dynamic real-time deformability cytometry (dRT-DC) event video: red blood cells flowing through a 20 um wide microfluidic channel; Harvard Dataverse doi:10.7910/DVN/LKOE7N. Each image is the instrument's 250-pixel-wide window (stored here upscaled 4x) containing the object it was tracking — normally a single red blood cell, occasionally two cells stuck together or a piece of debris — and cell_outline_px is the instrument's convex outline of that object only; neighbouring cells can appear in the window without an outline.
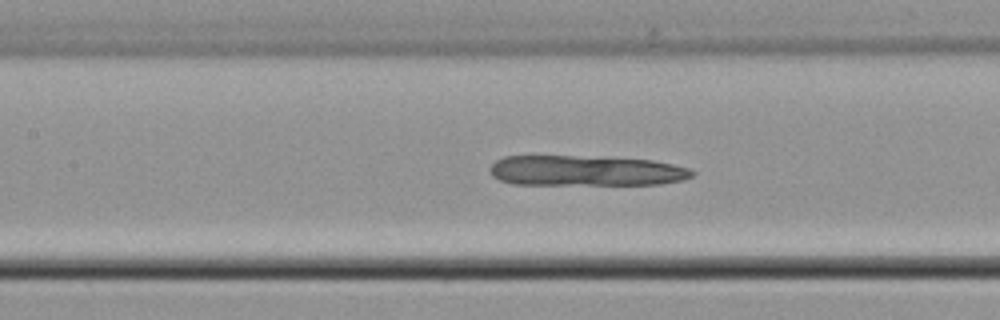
{"species": "common noctule bat (a hibernating species)", "species_latin": "Nyctalus noctula", "temperature_condition": "cold", "stored_images_in_passage": 49, "camera_frame_rate_fps": 3000, "um_per_image_px": 0.085, "animal": {"sex": "male", "body_mass_g": 21.5, "forearm_length_mm": 52.0}, "frame": {"image": 1, "passage_image": 20, "time_ms": 6.333, "image_size_px": [1000, 320], "cell_outline_px": [[696, 172], [692, 176], [680, 180], [660, 184], [512, 184], [500, 180], [492, 176], [488, 168], [496, 160], [504, 156], [572, 156], [652, 160], [672, 164], [688, 168]], "centroid_in_image_um": [49.74, 14.51], "position_along_channel_um": 157.7, "area_um2": 35.55}}